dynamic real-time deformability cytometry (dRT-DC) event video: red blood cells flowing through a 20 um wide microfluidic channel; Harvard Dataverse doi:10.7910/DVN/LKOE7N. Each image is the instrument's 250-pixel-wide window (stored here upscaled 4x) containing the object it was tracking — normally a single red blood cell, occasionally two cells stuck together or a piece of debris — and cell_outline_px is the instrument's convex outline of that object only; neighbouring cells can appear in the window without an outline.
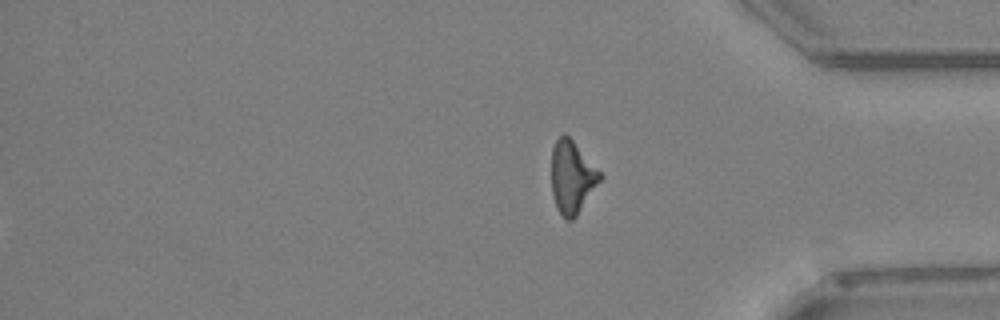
{"species": "Egyptian fruit bat (a non-hibernating species)", "species_latin": "Rousettus aegyptiacus", "temperature_condition": "warm", "stored_images_in_passage": 42, "segment_of_instrument_passage": [2, 2], "camera_frame_rate_fps": 3000, "um_per_image_px": 0.085, "animal": {"sex": "female"}, "frame": {"image": 1, "passage_image": 42, "time_ms": 13.667, "image_size_px": [1000, 320], "cell_outline_px": [[604, 176], [576, 216], [572, 220], [568, 220], [556, 208], [552, 196], [552, 148], [556, 140], [564, 132], [572, 140]], "centroid_in_image_um": [48.62, 15.06], "position_along_channel_um": 386.6, "area_um2": 20.29}}